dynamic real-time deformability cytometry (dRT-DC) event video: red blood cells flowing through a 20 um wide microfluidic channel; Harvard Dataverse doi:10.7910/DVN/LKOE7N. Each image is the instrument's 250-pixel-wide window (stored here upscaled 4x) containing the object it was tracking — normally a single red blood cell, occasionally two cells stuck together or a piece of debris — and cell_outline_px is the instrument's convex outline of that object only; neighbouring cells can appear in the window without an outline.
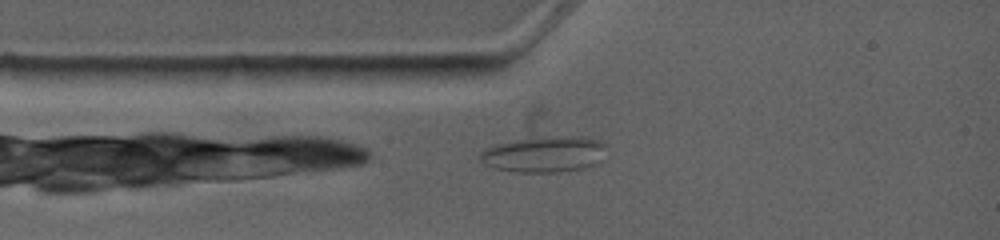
{"species": "common noctule bat (a hibernating species)", "species_latin": "Nyctalus noctula", "temperature_condition": "warm", "stored_images_in_passage": 3, "camera_frame_rate_fps": 4500, "um_per_image_px": 0.085, "animal": {"sex": "female", "body_mass_g": 19.0, "forearm_length_mm": 53.3}, "frame": {"image": 1, "passage_image": 1, "time_ms": 0.0, "image_size_px": [1000, 240], "cell_outline_px": [[608, 148], [604, 160], [596, 164], [584, 168], [556, 172], [512, 172], [492, 168], [484, 164], [480, 160], [480, 152], [484, 148], [496, 144], [512, 140], [556, 136], [584, 136], [604, 140]], "centroid_in_image_um": [46.34, 13.1], "position_along_channel_um": 38.7, "area_um2": 27.22}}
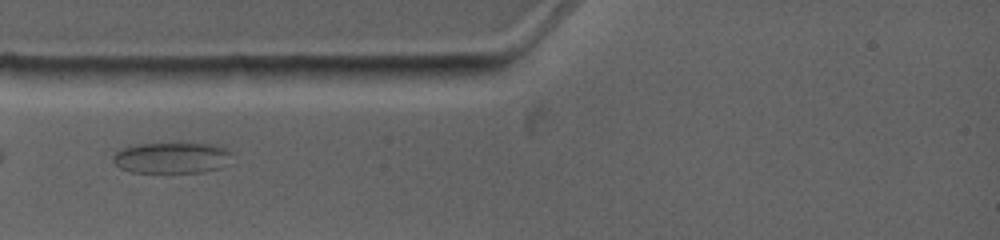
{"frame": {"image": 2, "passage_image": 2, "time_ms": 0.889, "image_size_px": [1000, 240], "cell_outline_px": [[232, 152], [220, 168], [204, 172], [132, 172], [120, 168], [112, 160], [112, 156], [116, 152], [124, 148], [136, 144], [212, 144], [224, 148]], "centroid_in_image_um": [14.55, 13.42], "position_along_channel_um": 70.5, "area_um2": 21.04}}